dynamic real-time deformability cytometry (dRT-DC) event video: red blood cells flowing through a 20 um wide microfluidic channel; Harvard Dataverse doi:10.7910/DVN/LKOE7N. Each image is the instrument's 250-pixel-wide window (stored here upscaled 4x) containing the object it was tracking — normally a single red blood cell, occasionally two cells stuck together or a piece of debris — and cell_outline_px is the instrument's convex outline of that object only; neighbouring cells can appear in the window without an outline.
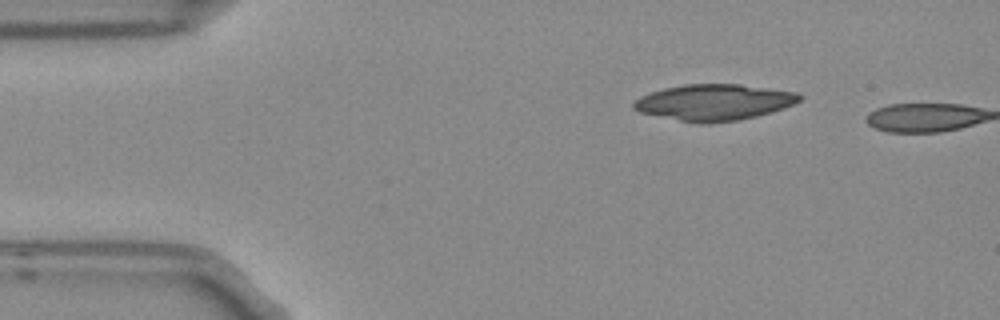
{"species": "Egyptian fruit bat (a non-hibernating species)", "species_latin": "Rousettus aegyptiacus", "temperature_condition": "room temperature", "stored_images_in_passage": 2, "camera_frame_rate_fps": 3000, "um_per_image_px": 0.085, "frame": {"image": 1, "passage_image": 1, "time_ms": 0.0, "image_size_px": [1000, 320], "cell_outline_px": [[804, 96], [800, 100], [784, 108], [772, 112], [740, 120], [708, 124], [700, 124], [640, 112], [632, 108], [632, 104], [640, 96], [664, 88], [684, 84], [740, 84], [796, 92]], "centroid_in_image_um": [60.71, 8.7], "position_along_channel_um": 24.3, "area_um2": 34.91}}